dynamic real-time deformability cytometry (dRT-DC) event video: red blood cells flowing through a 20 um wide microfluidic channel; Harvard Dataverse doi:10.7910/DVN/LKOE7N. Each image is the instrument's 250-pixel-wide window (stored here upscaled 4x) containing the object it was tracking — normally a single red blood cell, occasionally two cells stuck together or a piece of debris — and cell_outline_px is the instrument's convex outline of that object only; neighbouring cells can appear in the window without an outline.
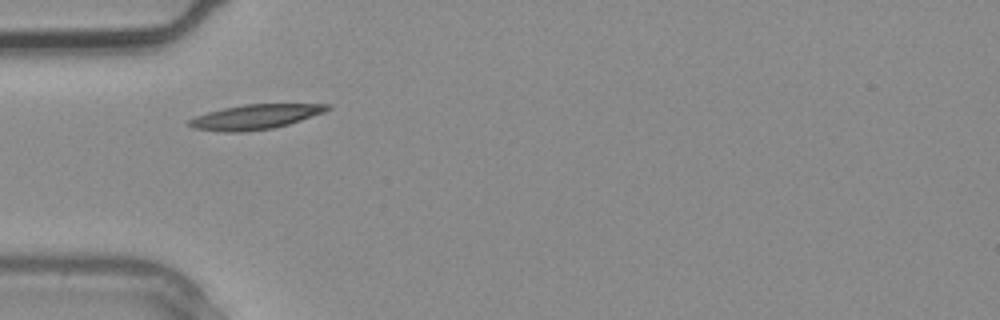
{"species": "common noctule bat (a hibernating species)", "species_latin": "Nyctalus noctula", "temperature_condition": "warm", "stored_images_in_passage": 1, "camera_frame_rate_fps": 3000, "um_per_image_px": 0.085, "animal": {"sex": "male", "body_mass_g": 20.4}, "frame": {"image": 1, "passage_image": 1, "time_ms": 0.0, "image_size_px": [1000, 320], "cell_outline_px": [[332, 108], [324, 112], [288, 124], [272, 128], [244, 132], [224, 132], [192, 128], [188, 124], [188, 120], [196, 116], [208, 112], [224, 108], [244, 104], [332, 104]], "centroid_in_image_um": [21.69, 9.93], "position_along_channel_um": 63.3, "area_um2": 19.83}}